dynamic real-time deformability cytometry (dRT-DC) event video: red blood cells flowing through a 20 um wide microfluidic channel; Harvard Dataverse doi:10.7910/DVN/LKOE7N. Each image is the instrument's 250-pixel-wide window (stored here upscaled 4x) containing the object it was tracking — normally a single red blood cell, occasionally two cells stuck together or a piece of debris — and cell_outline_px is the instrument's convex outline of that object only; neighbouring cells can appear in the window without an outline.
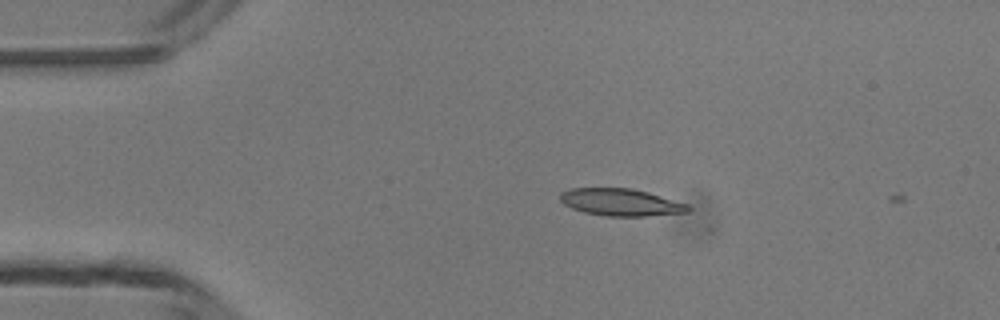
{"species": "common noctule bat (a hibernating species)", "species_latin": "Nyctalus noctula", "temperature_condition": "room temperature", "stored_images_in_passage": 3, "camera_frame_rate_fps": 3000, "um_per_image_px": 0.085, "animal": {"sex": "male", "body_mass_g": 13.3}, "frame": {"image": 1, "passage_image": 2, "time_ms": 1.0, "image_size_px": [1000, 320], "cell_outline_px": [[692, 208], [688, 212], [648, 216], [604, 216], [584, 212], [572, 208], [564, 204], [560, 200], [560, 192], [572, 188], [632, 188], [648, 192], [688, 204]], "centroid_in_image_um": [52.78, 17.19], "position_along_channel_um": 32.2, "area_um2": 20.35}}